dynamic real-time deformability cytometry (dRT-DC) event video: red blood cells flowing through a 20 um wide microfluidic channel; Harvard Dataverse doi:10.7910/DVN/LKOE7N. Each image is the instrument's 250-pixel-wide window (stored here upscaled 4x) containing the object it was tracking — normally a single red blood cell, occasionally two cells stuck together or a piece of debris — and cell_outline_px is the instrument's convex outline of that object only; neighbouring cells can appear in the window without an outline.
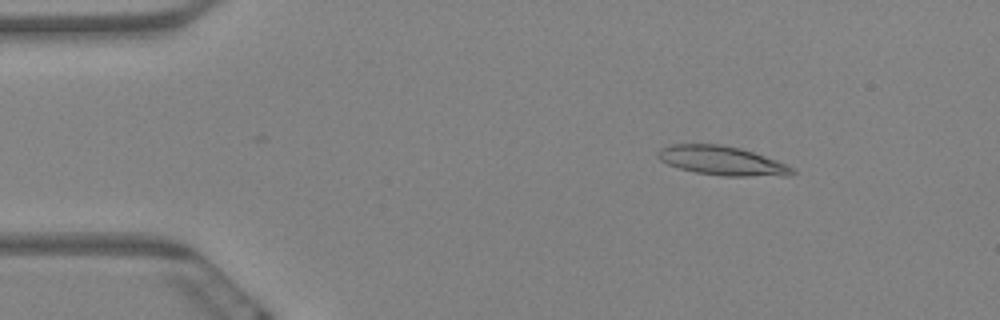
{"species": "Egyptian fruit bat (a non-hibernating species)", "species_latin": "Rousettus aegyptiacus", "temperature_condition": "warm", "stored_images_in_passage": 13, "camera_frame_rate_fps": 3000, "um_per_image_px": 0.085, "animal": {"sex": "female"}, "frame": {"image": 1, "passage_image": 3, "time_ms": 0.667, "image_size_px": [1000, 320], "cell_outline_px": [[796, 172], [788, 176], [724, 176], [696, 172], [680, 168], [668, 164], [660, 160], [656, 156], [656, 152], [660, 148], [668, 144], [720, 144], [740, 148], [776, 160], [792, 168]], "centroid_in_image_um": [61.32, 13.65], "position_along_channel_um": 23.7, "area_um2": 22.72}}
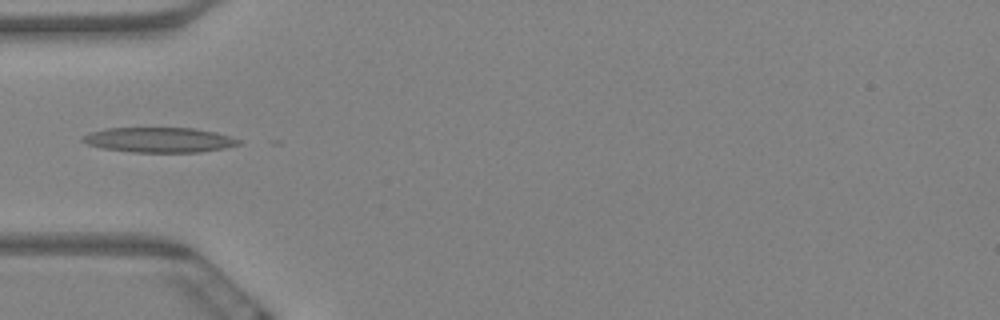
{"frame": {"image": 2, "passage_image": 6, "time_ms": 1.667, "image_size_px": [1000, 320], "cell_outline_px": [[240, 144], [224, 148], [200, 152], [132, 152], [100, 148], [88, 144], [80, 140], [80, 136], [88, 132], [108, 128], [192, 128], [216, 132], [240, 140]], "centroid_in_image_um": [13.46, 11.89], "position_along_channel_um": 71.5, "area_um2": 22.77}}
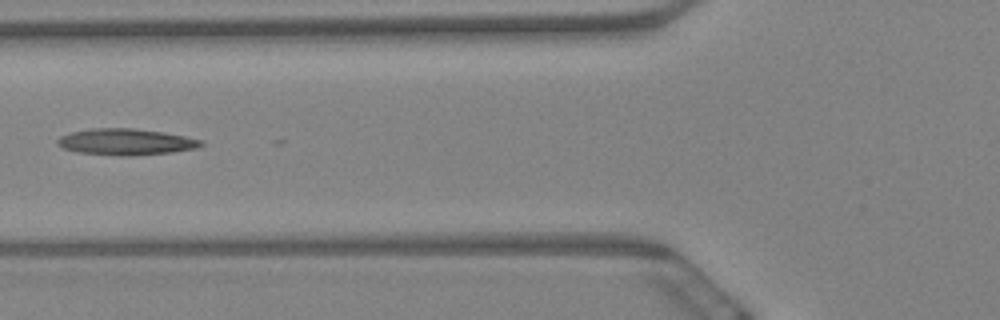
{"frame": {"image": 3, "passage_image": 7, "time_ms": 2.0, "image_size_px": [1000, 320], "cell_outline_px": [[204, 144], [196, 148], [172, 152], [128, 156], [120, 156], [76, 152], [64, 148], [56, 144], [56, 140], [60, 136], [72, 132], [92, 128], [132, 128], [164, 132], [204, 140]], "centroid_in_image_um": [10.69, 12.06], "position_along_channel_um": 115.1, "area_um2": 22.08}}